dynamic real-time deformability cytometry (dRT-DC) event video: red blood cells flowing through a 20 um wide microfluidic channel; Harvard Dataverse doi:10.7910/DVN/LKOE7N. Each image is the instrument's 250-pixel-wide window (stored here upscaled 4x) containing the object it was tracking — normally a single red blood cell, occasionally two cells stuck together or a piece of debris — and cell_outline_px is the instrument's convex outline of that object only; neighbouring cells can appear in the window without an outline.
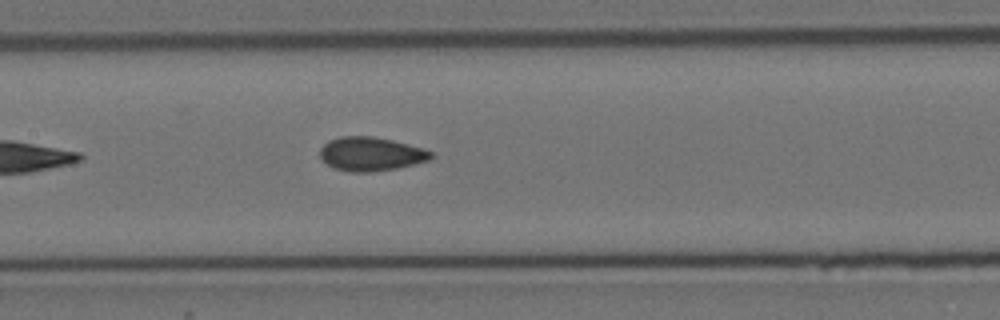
{"species": "Egyptian fruit bat (a non-hibernating species)", "species_latin": "Rousettus aegyptiacus", "temperature_condition": "cold", "stored_images_in_passage": 8, "camera_frame_rate_fps": 3000, "um_per_image_px": 0.085, "animal": {"sex": "female"}, "frame": {"image": 1, "passage_image": 8, "time_ms": 8.333, "image_size_px": [1000, 320], "cell_outline_px": [[432, 156], [428, 160], [396, 168], [368, 172], [348, 172], [332, 168], [320, 160], [320, 148], [328, 140], [340, 136], [372, 136], [392, 140], [424, 148], [432, 152]], "centroid_in_image_um": [31.46, 13.08], "position_along_channel_um": 175.9, "area_um2": 21.96}}